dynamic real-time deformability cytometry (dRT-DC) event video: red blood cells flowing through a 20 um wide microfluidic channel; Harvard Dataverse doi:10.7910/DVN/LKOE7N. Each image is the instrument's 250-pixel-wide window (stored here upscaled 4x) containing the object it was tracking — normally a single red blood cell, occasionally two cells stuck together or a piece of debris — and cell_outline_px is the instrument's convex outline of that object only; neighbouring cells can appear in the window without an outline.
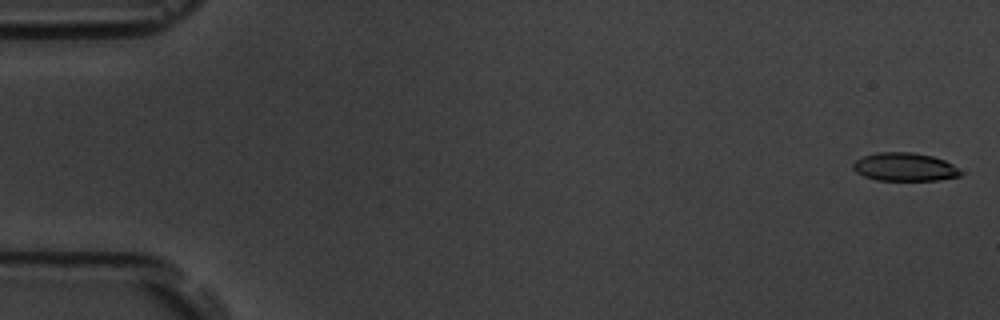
{"species": "common noctule bat (a hibernating species)", "species_latin": "Nyctalus noctula", "temperature_condition": "room temperature", "stored_images_in_passage": 6, "camera_frame_rate_fps": 3000, "um_per_image_px": 0.085, "animal": {"sex": "male", "body_mass_g": 19.5, "forearm_length_mm": 54.6}, "frame": {"image": 1, "passage_image": 1, "time_ms": 0.0, "image_size_px": [1000, 320], "cell_outline_px": [[964, 172], [960, 176], [936, 180], [876, 180], [864, 176], [856, 172], [852, 168], [852, 164], [856, 160], [864, 156], [880, 152], [912, 152], [932, 156], [944, 160], [952, 164]], "centroid_in_image_um": [76.9, 14.19], "position_along_channel_um": 8.1, "area_um2": 17.69}}
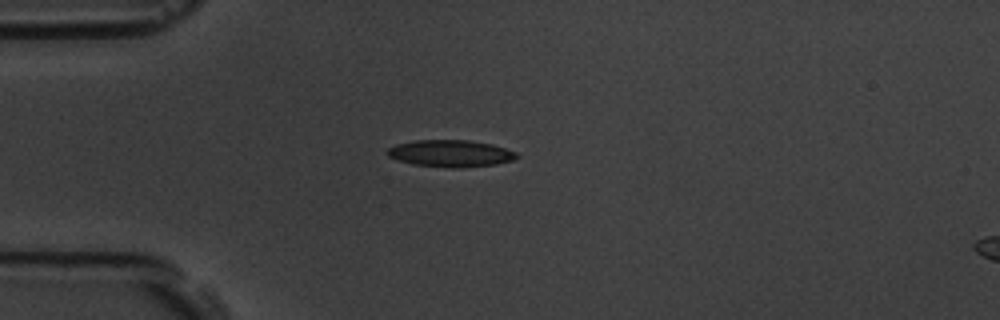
{"frame": {"image": 2, "passage_image": 5, "time_ms": 4.667, "image_size_px": [1000, 320], "cell_outline_px": [[520, 156], [512, 160], [496, 164], [460, 168], [452, 168], [412, 164], [396, 160], [388, 156], [384, 152], [388, 148], [396, 144], [412, 140], [468, 140], [492, 144], [516, 152]], "centroid_in_image_um": [38.25, 13.04], "position_along_channel_um": 46.7, "area_um2": 20.46}}